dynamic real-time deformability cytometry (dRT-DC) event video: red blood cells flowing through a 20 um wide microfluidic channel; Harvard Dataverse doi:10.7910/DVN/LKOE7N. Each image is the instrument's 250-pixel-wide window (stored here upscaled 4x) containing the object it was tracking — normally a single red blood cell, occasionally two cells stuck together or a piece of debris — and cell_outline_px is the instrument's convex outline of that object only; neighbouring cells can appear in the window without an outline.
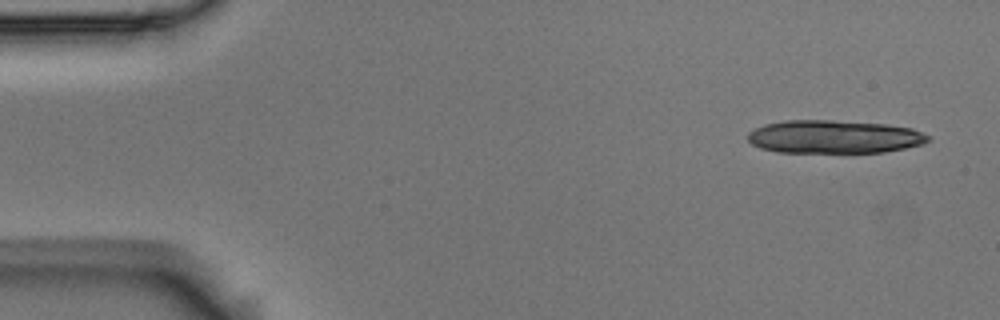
{"species": "Egyptian fruit bat (a non-hibernating species)", "species_latin": "Rousettus aegyptiacus", "temperature_condition": "room temperature", "stored_images_in_passage": 5, "camera_frame_rate_fps": 3000, "um_per_image_px": 0.085, "animal": {"sex": "male"}, "frame": {"image": 1, "passage_image": 1, "time_ms": 0.0, "image_size_px": [1000, 320], "cell_outline_px": [[932, 140], [924, 144], [884, 152], [776, 152], [760, 148], [752, 144], [748, 140], [748, 132], [764, 124], [784, 120], [832, 120], [888, 124], [912, 128], [932, 136]], "centroid_in_image_um": [70.93, 11.62], "position_along_channel_um": 14.1, "area_um2": 35.14}}